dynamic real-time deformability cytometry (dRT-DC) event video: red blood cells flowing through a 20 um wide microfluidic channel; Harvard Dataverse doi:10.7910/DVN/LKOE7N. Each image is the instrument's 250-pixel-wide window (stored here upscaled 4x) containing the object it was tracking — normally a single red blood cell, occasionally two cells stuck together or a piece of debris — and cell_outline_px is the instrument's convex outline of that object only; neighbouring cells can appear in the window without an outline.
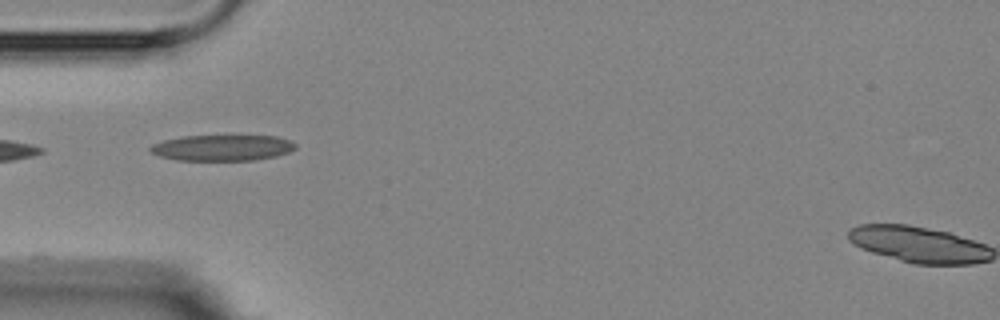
{"species": "Egyptian fruit bat (a non-hibernating species)", "species_latin": "Rousettus aegyptiacus", "temperature_condition": "room temperature", "stored_images_in_passage": 2, "camera_frame_rate_fps": 3000, "um_per_image_px": 0.085, "animal": {"sex": "female"}, "frame": {"image": 1, "passage_image": 1, "time_ms": 0.0, "image_size_px": [1000, 320], "cell_outline_px": [[296, 148], [288, 152], [276, 156], [252, 160], [176, 160], [160, 156], [148, 152], [148, 148], [152, 144], [164, 140], [180, 136], [276, 136], [292, 140], [296, 144]], "centroid_in_image_um": [18.87, 12.56], "position_along_channel_um": 66.1, "area_um2": 22.02}}
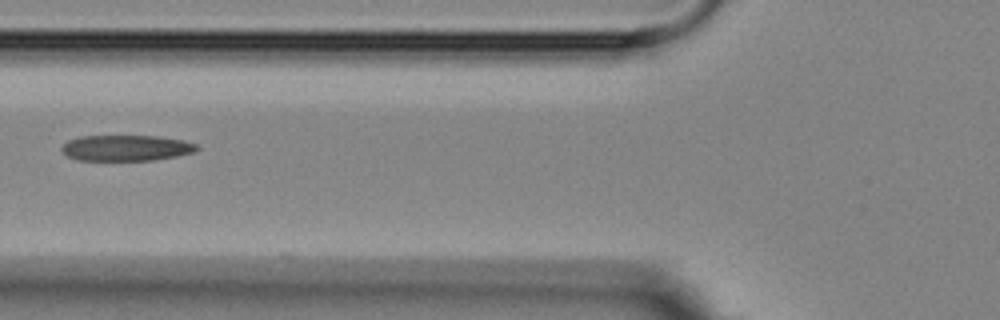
{"frame": {"image": 2, "passage_image": 2, "time_ms": 1.333, "image_size_px": [1000, 320], "cell_outline_px": [[200, 148], [196, 152], [176, 156], [152, 160], [80, 160], [68, 156], [60, 148], [68, 140], [80, 136], [156, 136], [184, 140], [196, 144]], "centroid_in_image_um": [10.76, 12.57], "position_along_channel_um": 115.0, "area_um2": 20.29}}